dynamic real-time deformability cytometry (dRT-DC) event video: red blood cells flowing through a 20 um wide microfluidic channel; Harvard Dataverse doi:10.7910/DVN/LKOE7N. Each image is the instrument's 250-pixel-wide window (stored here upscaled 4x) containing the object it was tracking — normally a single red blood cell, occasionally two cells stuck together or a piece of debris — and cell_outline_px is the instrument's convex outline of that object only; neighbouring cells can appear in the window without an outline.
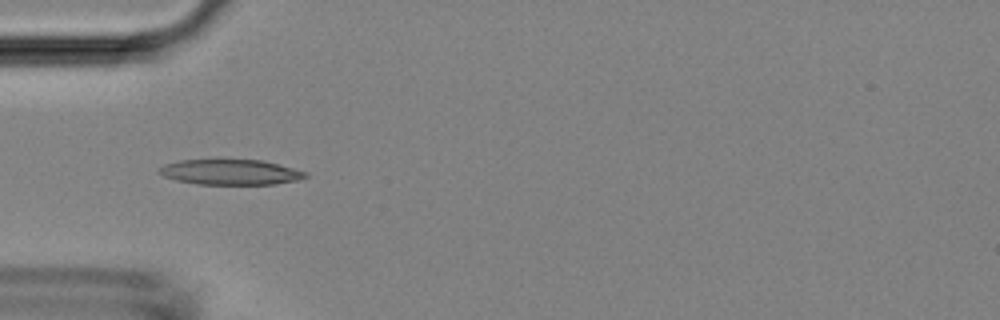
{"species": "Egyptian fruit bat (a non-hibernating species)", "species_latin": "Rousettus aegyptiacus", "temperature_condition": "room temperature", "stored_images_in_passage": 23, "camera_frame_rate_fps": 3000, "um_per_image_px": 0.085, "animal": {"sex": "female"}, "frame": {"image": 1, "passage_image": 1, "time_ms": 0.0, "image_size_px": [1000, 320], "cell_outline_px": [[308, 176], [300, 180], [276, 184], [196, 184], [176, 180], [164, 176], [156, 172], [164, 164], [180, 160], [216, 156], [264, 160], [308, 172]], "centroid_in_image_um": [19.57, 14.57], "position_along_channel_um": 65.4, "area_um2": 22.89}}
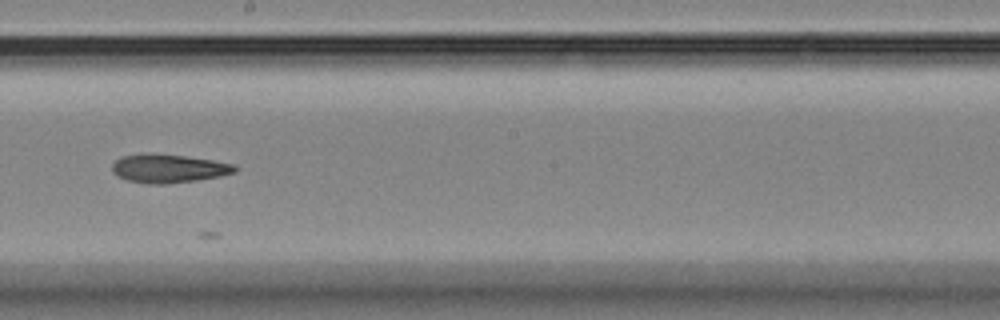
{"frame": {"image": 2, "passage_image": 13, "time_ms": 4.0, "image_size_px": [1000, 320], "cell_outline_px": [[240, 168], [236, 172], [220, 176], [196, 180], [168, 184], [148, 184], [128, 180], [116, 176], [112, 172], [112, 164], [120, 156], [148, 152], [184, 156], [212, 160], [236, 164]], "centroid_in_image_um": [14.32, 14.31], "position_along_channel_um": 233.9, "area_um2": 20.75}}
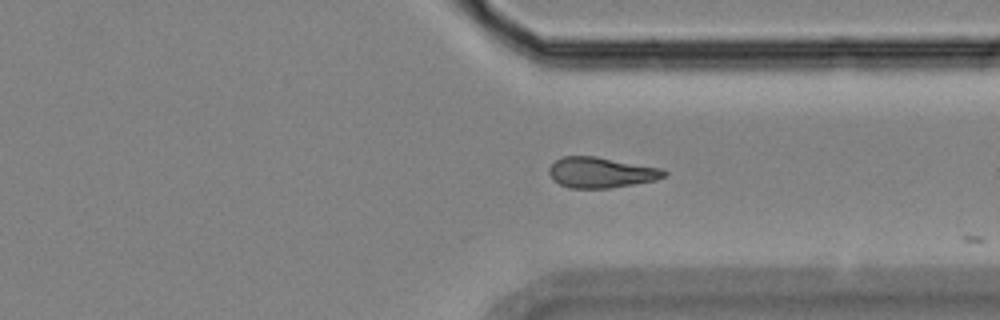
{"frame": {"image": 3, "passage_image": 22, "time_ms": 7.0, "image_size_px": [1000, 320], "cell_outline_px": [[668, 176], [656, 180], [608, 188], [568, 188], [552, 180], [548, 172], [548, 168], [560, 156], [596, 156], [664, 168], [668, 172]], "centroid_in_image_um": [51.11, 14.65], "position_along_channel_um": 360.3, "area_um2": 20.81}}